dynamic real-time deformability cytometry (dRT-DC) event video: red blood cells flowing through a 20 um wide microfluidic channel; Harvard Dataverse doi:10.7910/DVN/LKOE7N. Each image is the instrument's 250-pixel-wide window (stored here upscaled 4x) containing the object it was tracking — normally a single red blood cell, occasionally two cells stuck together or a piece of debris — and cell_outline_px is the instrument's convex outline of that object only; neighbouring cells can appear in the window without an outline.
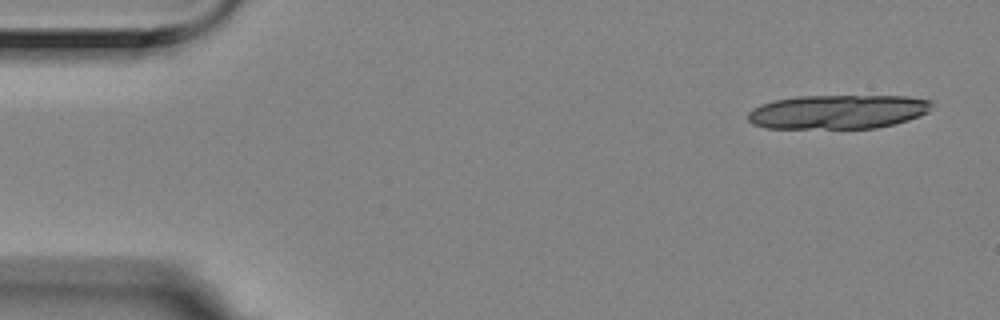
{"species": "Egyptian fruit bat (a non-hibernating species)", "species_latin": "Rousettus aegyptiacus", "temperature_condition": "room temperature", "stored_images_in_passage": 4, "camera_frame_rate_fps": 3000, "um_per_image_px": 0.085, "animal": {"sex": "female"}, "frame": {"image": 1, "passage_image": 1, "time_ms": 0.0, "image_size_px": [1000, 320], "cell_outline_px": [[932, 104], [928, 112], [920, 116], [908, 120], [876, 128], [764, 128], [752, 124], [748, 120], [748, 112], [752, 108], [760, 104], [776, 100], [796, 96], [908, 96], [932, 100]], "centroid_in_image_um": [71.2, 9.5], "position_along_channel_um": 13.8, "area_um2": 36.7}}